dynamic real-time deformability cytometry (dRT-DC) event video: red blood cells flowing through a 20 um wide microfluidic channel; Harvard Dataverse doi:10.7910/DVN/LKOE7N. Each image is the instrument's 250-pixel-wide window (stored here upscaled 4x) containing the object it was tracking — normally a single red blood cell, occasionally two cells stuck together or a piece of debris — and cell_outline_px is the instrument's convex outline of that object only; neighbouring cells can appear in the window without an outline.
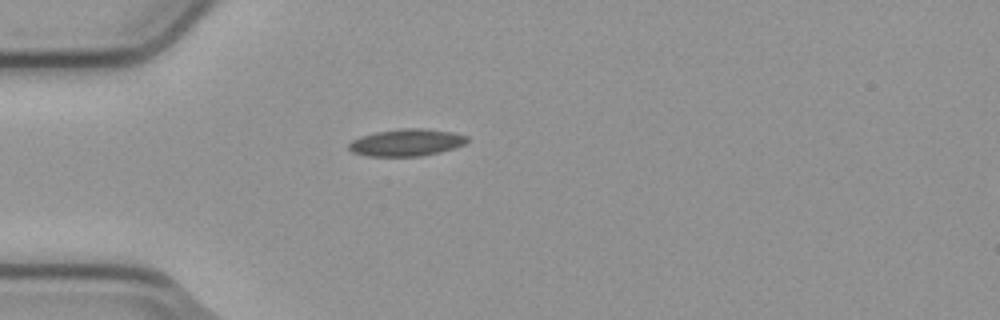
{"species": "common noctule bat (a hibernating species)", "species_latin": "Nyctalus noctula", "temperature_condition": "cold", "stored_images_in_passage": 1, "camera_frame_rate_fps": 3000, "um_per_image_px": 0.085, "animal": {"sex": "male", "body_mass_g": 23.1, "forearm_length_mm": 52.7}, "frame": {"image": 1, "passage_image": 1, "time_ms": 0.0, "image_size_px": [1000, 320], "cell_outline_px": [[468, 140], [464, 144], [440, 152], [420, 156], [368, 156], [352, 152], [348, 148], [348, 144], [352, 140], [360, 136], [376, 132], [400, 128], [424, 128], [452, 132], [468, 136]], "centroid_in_image_um": [34.53, 12.11], "position_along_channel_um": 50.5, "area_um2": 18.67}}